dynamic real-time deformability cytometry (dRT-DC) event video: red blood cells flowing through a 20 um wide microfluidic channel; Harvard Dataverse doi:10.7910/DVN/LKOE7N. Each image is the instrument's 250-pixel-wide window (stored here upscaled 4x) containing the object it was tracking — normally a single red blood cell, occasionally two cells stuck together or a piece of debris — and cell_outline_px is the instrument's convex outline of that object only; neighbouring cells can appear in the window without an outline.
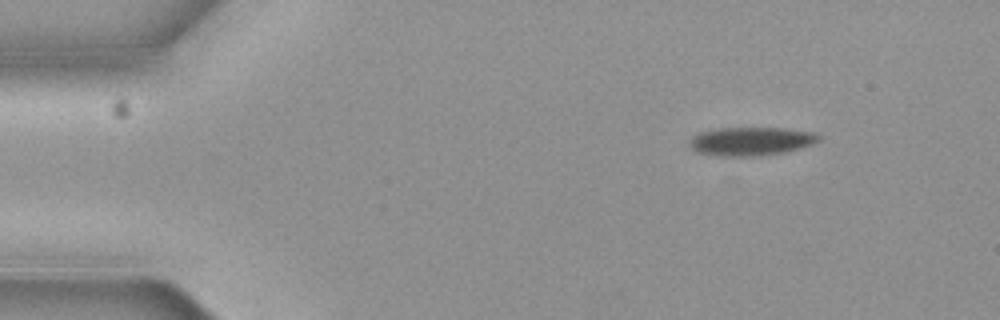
{"species": "common noctule bat (a hibernating species)", "species_latin": "Nyctalus noctula", "temperature_condition": "cold", "stored_images_in_passage": 7, "camera_frame_rate_fps": 3000, "um_per_image_px": 0.085, "animal": {"sex": "female", "body_mass_g": 19.3, "forearm_length_mm": 54.1}, "frame": {"image": 1, "passage_image": 1, "time_ms": 0.0, "image_size_px": [1000, 320], "cell_outline_px": [[820, 140], [812, 144], [784, 152], [760, 156], [720, 156], [700, 152], [692, 148], [692, 140], [700, 132], [720, 128], [780, 128], [816, 132], [820, 136]], "centroid_in_image_um": [63.91, 12.0], "position_along_channel_um": 21.1, "area_um2": 21.04}}
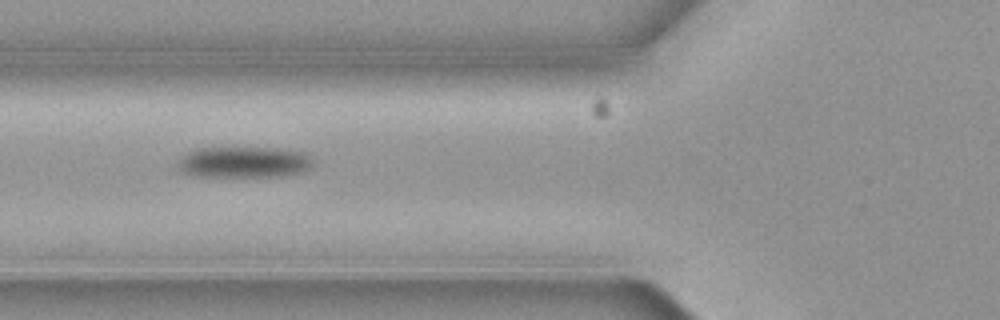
{"frame": {"image": 2, "passage_image": 5, "time_ms": 1.333, "image_size_px": [1000, 320], "cell_outline_px": [[312, 164], [308, 168], [300, 172], [280, 176], [192, 176], [184, 172], [180, 168], [180, 160], [188, 152], [196, 148], [264, 148], [296, 152], [308, 156], [312, 160]], "centroid_in_image_um": [20.68, 13.79], "position_along_channel_um": 105.1, "area_um2": 23.64}}
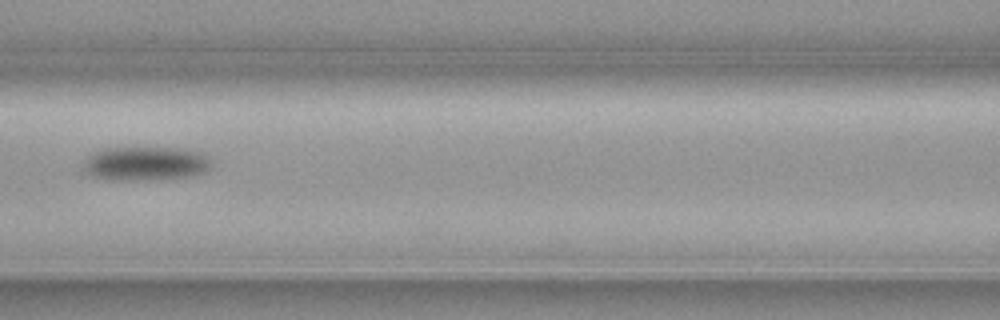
{"frame": {"image": 3, "passage_image": 6, "time_ms": 1.667, "image_size_px": [1000, 320], "cell_outline_px": [[212, 164], [204, 172], [188, 176], [160, 180], [104, 180], [88, 176], [80, 168], [88, 156], [104, 148], [176, 148], [200, 152], [208, 156]], "centroid_in_image_um": [12.3, 13.93], "position_along_channel_um": 154.3, "area_um2": 25.72}}